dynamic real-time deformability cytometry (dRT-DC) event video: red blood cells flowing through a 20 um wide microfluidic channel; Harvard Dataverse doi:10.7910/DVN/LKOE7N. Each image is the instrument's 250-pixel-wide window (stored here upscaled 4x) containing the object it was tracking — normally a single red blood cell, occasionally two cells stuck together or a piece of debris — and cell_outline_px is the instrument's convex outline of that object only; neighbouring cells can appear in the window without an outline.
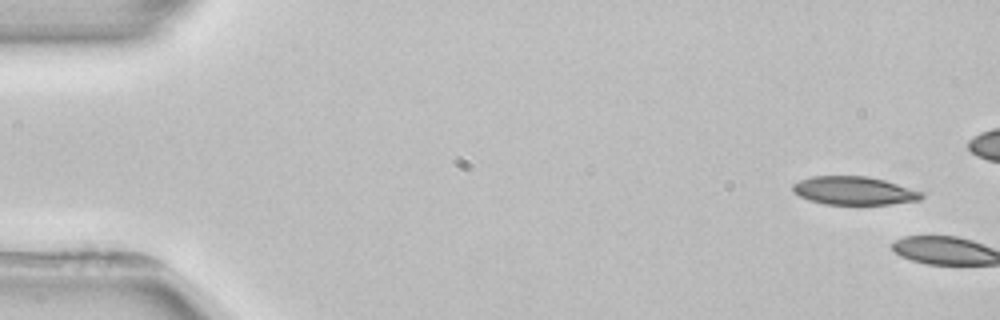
{"species": "common noctule bat (a hibernating species)", "species_latin": "Nyctalus noctula", "temperature_condition": "room temperature", "stored_images_in_passage": 6, "camera_frame_rate_fps": 3000, "um_per_image_px": 0.085, "animal": {"sex": "female", "body_mass_g": 22.7, "forearm_length_mm": 54.2}, "frame": {"image": 1, "passage_image": 1, "time_ms": 0.0, "image_size_px": [1000, 320], "cell_outline_px": [[924, 196], [920, 200], [888, 204], [824, 204], [808, 200], [792, 192], [792, 184], [800, 180], [812, 176], [868, 176], [884, 180], [924, 192]], "centroid_in_image_um": [72.58, 16.2], "position_along_channel_um": 12.4, "area_um2": 21.27}}